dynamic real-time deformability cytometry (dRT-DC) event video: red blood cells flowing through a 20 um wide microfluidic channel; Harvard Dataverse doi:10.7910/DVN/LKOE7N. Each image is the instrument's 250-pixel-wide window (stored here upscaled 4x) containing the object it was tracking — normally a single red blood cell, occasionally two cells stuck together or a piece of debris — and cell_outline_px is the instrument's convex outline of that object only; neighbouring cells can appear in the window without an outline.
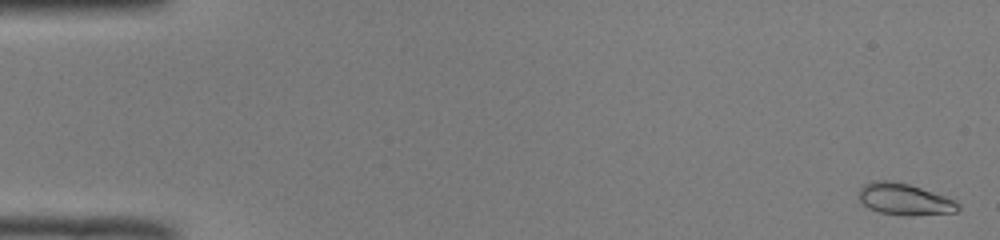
{"species": "common noctule bat (a hibernating species)", "species_latin": "Nyctalus noctula", "temperature_condition": "room temperature", "stored_images_in_passage": 52, "camera_frame_rate_fps": 3000, "um_per_image_px": 0.085, "animal": {"sex": "male", "body_mass_g": 19.0, "forearm_length_mm": 50.8}, "frame": {"image": 1, "passage_image": 2, "time_ms": 0.333, "image_size_px": [1000, 240], "cell_outline_px": [[960, 208], [956, 212], [912, 216], [904, 216], [880, 212], [868, 208], [860, 200], [860, 188], [864, 184], [872, 180], [892, 180], [908, 184], [956, 200], [960, 204]], "centroid_in_image_um": [76.89, 16.94], "position_along_channel_um": 8.1, "area_um2": 18.32}}
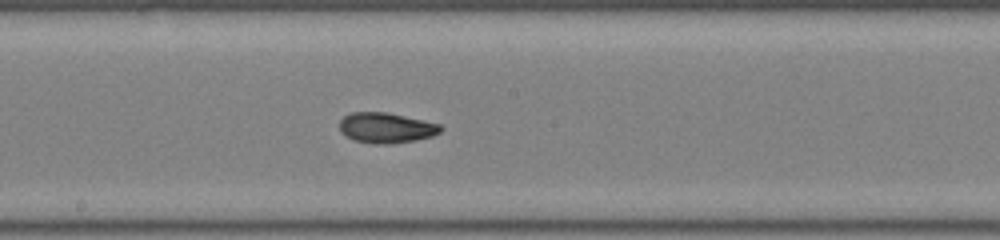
{"frame": {"image": 2, "passage_image": 29, "time_ms": 9.333, "image_size_px": [1000, 240], "cell_outline_px": [[444, 128], [440, 132], [432, 136], [416, 140], [388, 144], [372, 144], [352, 140], [340, 132], [340, 120], [344, 116], [352, 112], [388, 112], [424, 120], [440, 124]], "centroid_in_image_um": [32.82, 10.87], "position_along_channel_um": 215.4, "area_um2": 18.09}}
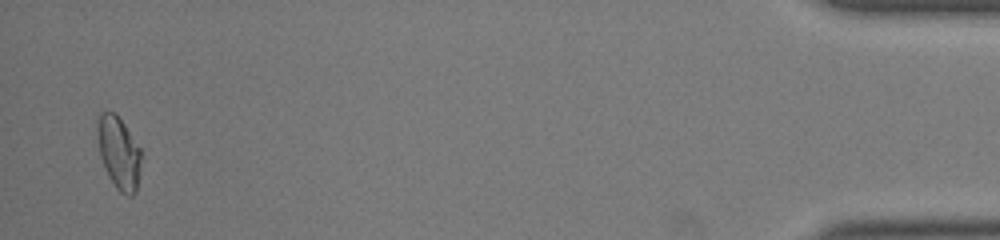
{"frame": {"image": 3, "passage_image": 51, "time_ms": 16.667, "image_size_px": [1000, 240], "cell_outline_px": [[140, 160], [136, 192], [132, 196], [128, 196], [120, 192], [116, 188], [108, 176], [100, 156], [96, 132], [100, 112], [112, 112], [124, 124], [140, 148]], "centroid_in_image_um": [10.08, 13.01], "position_along_channel_um": 425.1, "area_um2": 18.15}, "authors_computed_cell_mechanics": {"area_um2": 17.6868, "velocity_mm_per_s": 3.9935, "shape_relaxation_time_tau1_ms": 6.1261, "shape_relaxation_time_tau2_ms": 1.5449, "deformation_change_tau1": 0.1694, "deformation_change_tau2": 0.0596}}